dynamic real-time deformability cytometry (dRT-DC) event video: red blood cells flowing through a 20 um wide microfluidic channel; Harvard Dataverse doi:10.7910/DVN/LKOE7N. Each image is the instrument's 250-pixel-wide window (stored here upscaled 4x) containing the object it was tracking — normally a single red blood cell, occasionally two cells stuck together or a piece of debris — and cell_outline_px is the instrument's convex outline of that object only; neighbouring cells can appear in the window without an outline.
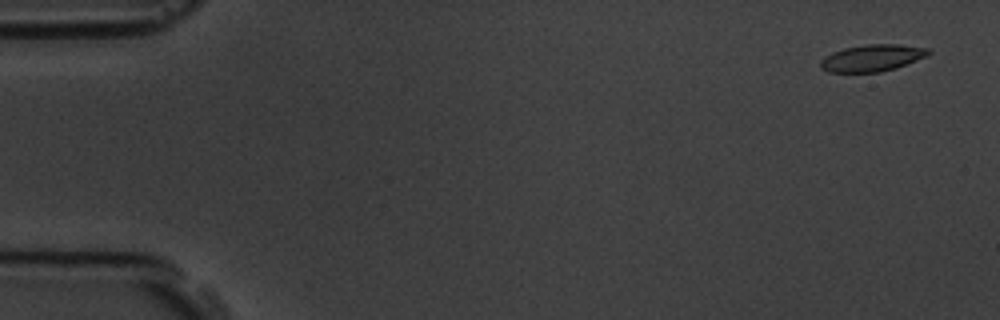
{"species": "common noctule bat (a hibernating species)", "species_latin": "Nyctalus noctula", "temperature_condition": "room temperature", "stored_images_in_passage": 5, "camera_frame_rate_fps": 3000, "um_per_image_px": 0.085, "animal": {"sex": "male", "body_mass_g": 19.5, "forearm_length_mm": 54.6}, "frame": {"image": 1, "passage_image": 1, "time_ms": 0.0, "image_size_px": [1000, 320], "cell_outline_px": [[932, 52], [928, 56], [896, 68], [880, 72], [828, 72], [820, 68], [820, 60], [824, 56], [832, 52], [844, 48], [868, 44], [900, 44], [928, 48]], "centroid_in_image_um": [74.14, 4.92], "position_along_channel_um": 10.9, "area_um2": 17.05}}
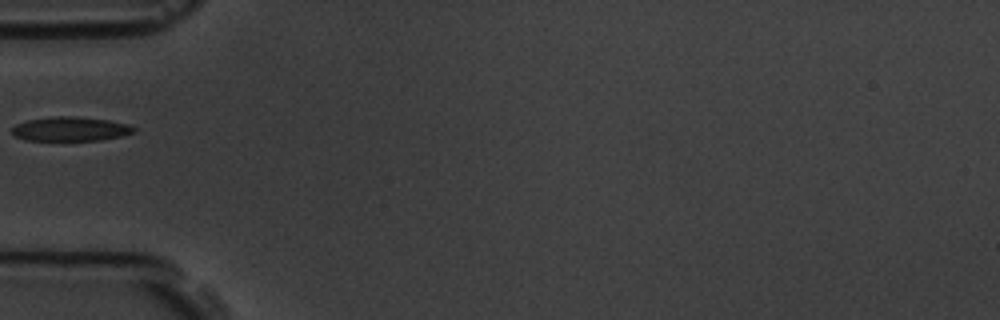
{"frame": {"image": 2, "passage_image": 5, "time_ms": 5.333, "image_size_px": [1000, 320], "cell_outline_px": [[136, 132], [120, 136], [100, 140], [24, 140], [12, 136], [12, 128], [16, 124], [28, 120], [52, 116], [76, 116], [108, 120], [128, 124], [136, 128]], "centroid_in_image_um": [5.97, 10.96], "position_along_channel_um": 79.0, "area_um2": 17.28}}